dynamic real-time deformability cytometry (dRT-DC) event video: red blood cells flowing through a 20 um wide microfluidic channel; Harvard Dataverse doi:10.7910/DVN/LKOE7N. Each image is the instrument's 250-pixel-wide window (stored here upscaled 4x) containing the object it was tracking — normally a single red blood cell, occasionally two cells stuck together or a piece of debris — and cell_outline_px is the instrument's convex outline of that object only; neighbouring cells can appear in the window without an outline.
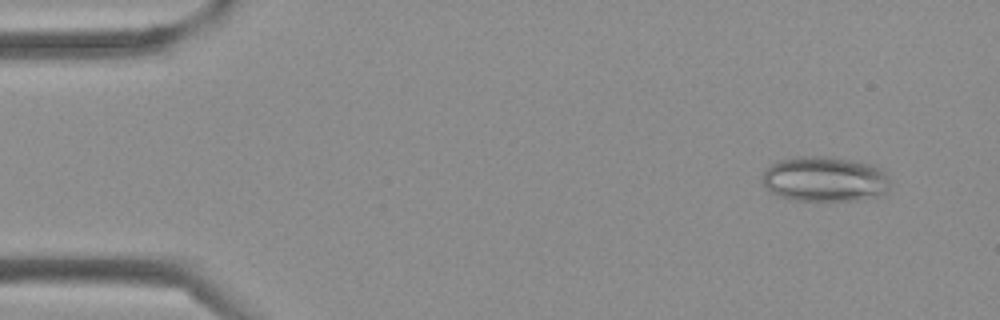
{"species": "Egyptian fruit bat (a non-hibernating species)", "species_latin": "Rousettus aegyptiacus", "temperature_condition": "cold", "stored_images_in_passage": 40, "camera_frame_rate_fps": 3000, "um_per_image_px": 0.085, "frame": {"image": 1, "passage_image": 3, "time_ms": 0.667, "image_size_px": [1000, 320], "cell_outline_px": [[888, 188], [880, 196], [856, 200], [792, 200], [768, 192], [764, 188], [760, 180], [764, 172], [772, 164], [780, 160], [796, 156], [824, 156], [852, 160], [876, 164], [888, 172]], "centroid_in_image_um": [70.1, 15.21], "position_along_channel_um": 14.9, "area_um2": 34.1}}
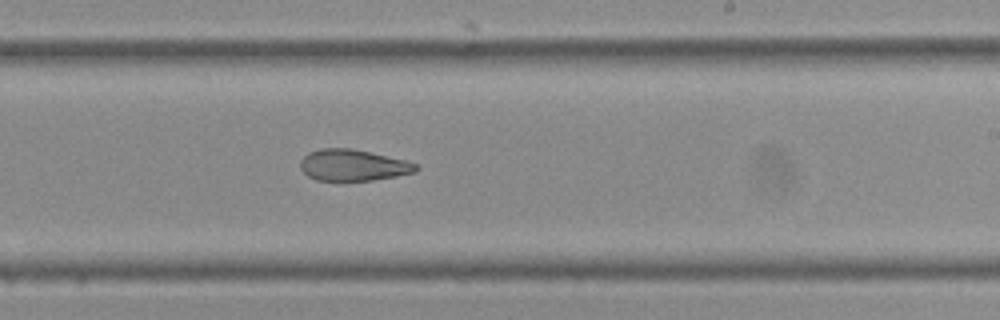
{"frame": {"image": 2, "passage_image": 24, "time_ms": 7.667, "image_size_px": [1000, 320], "cell_outline_px": [[420, 168], [416, 172], [396, 176], [372, 180], [316, 180], [308, 176], [300, 168], [300, 160], [308, 152], [320, 148], [352, 148], [404, 160], [416, 164]], "centroid_in_image_um": [29.98, 14.03], "position_along_channel_um": 259.0, "area_um2": 21.04}}
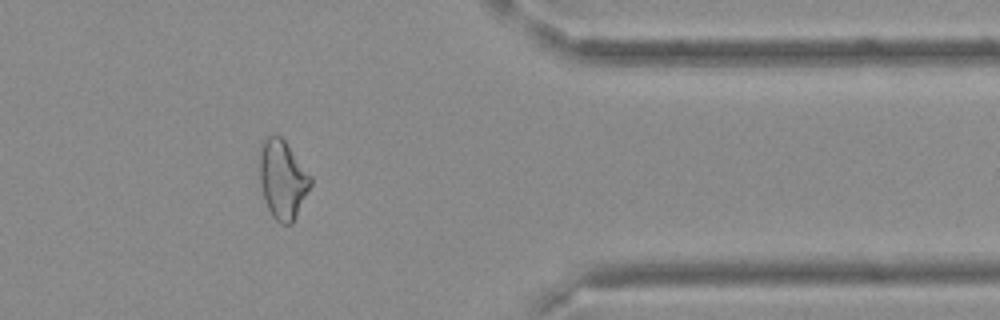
{"frame": {"image": 3, "passage_image": 33, "time_ms": 10.667, "image_size_px": [1000, 320], "cell_outline_px": [[312, 184], [292, 224], [280, 224], [272, 216], [264, 200], [260, 184], [260, 148], [264, 140], [268, 136], [280, 136], [284, 140], [312, 176]], "centroid_in_image_um": [24.03, 15.28], "position_along_channel_um": 387.4, "area_um2": 23.29}}